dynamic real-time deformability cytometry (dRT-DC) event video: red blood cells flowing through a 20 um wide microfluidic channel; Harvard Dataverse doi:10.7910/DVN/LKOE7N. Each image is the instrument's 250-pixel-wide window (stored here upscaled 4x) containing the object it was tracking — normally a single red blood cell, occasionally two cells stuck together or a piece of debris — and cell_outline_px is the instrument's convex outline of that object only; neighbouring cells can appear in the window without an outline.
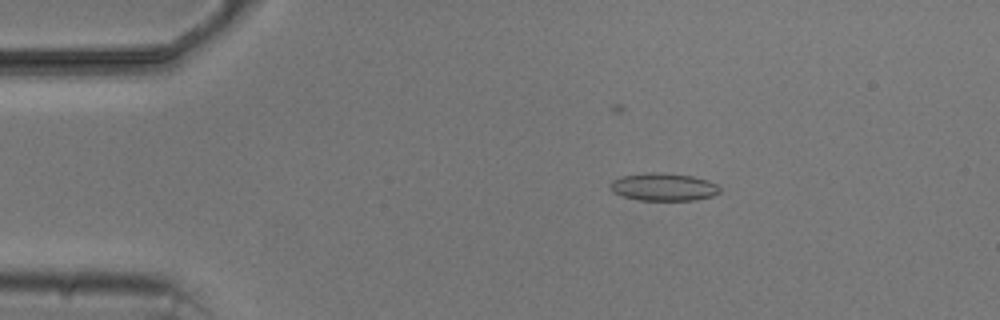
{"species": "common noctule bat (a hibernating species)", "species_latin": "Nyctalus noctula", "temperature_condition": "cold", "stored_images_in_passage": 4, "camera_frame_rate_fps": 3000, "um_per_image_px": 0.085, "animal": {"sex": "male", "body_mass_g": 20.5, "forearm_length_mm": 52.5}, "frame": {"image": 1, "passage_image": 2, "time_ms": 1.667, "image_size_px": [1000, 320], "cell_outline_px": [[720, 192], [712, 196], [696, 200], [640, 200], [624, 196], [612, 192], [608, 188], [608, 184], [612, 180], [620, 176], [644, 172], [660, 172], [692, 176], [708, 180], [716, 184], [720, 188]], "centroid_in_image_um": [56.35, 15.88], "position_along_channel_um": 28.6, "area_um2": 17.92}}
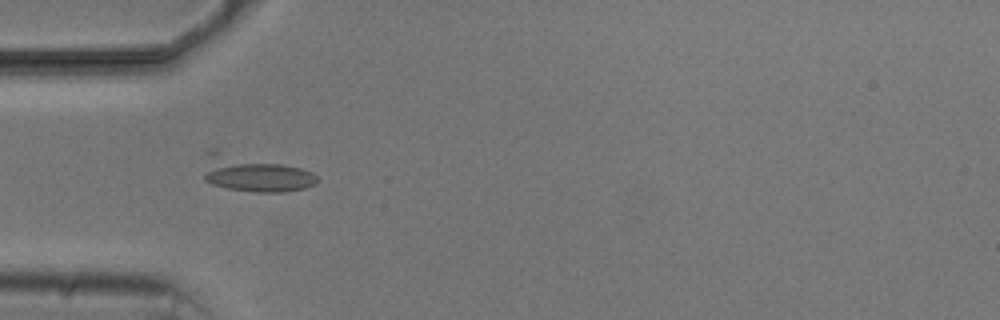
{"frame": {"image": 2, "passage_image": 4, "time_ms": 4.0, "image_size_px": [1000, 320], "cell_outline_px": [[320, 180], [316, 184], [304, 188], [284, 192], [256, 192], [228, 188], [212, 184], [204, 180], [204, 152], [208, 148], [216, 148], [284, 164], [300, 168], [312, 172]], "centroid_in_image_um": [21.54, 14.71], "position_along_channel_um": 63.5, "area_um2": 24.51}}